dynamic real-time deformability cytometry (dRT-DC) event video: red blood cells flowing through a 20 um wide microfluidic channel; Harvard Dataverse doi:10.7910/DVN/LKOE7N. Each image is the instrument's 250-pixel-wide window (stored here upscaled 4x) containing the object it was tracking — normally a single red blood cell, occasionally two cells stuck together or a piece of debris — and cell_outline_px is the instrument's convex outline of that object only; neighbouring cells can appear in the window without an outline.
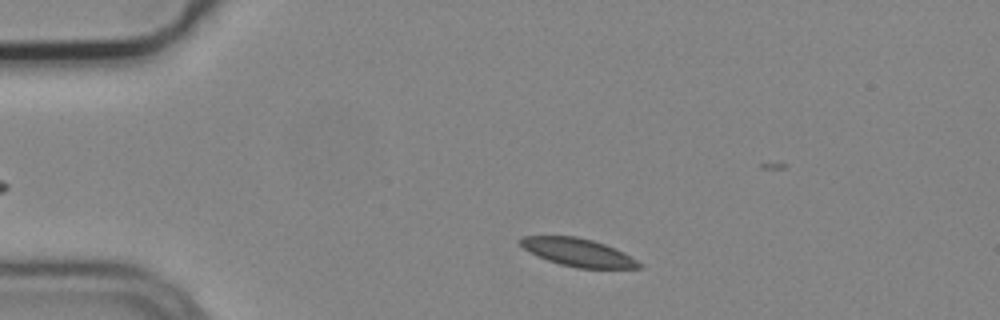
{"species": "common noctule bat (a hibernating species)", "species_latin": "Nyctalus noctula", "temperature_condition": "cold", "stored_images_in_passage": 2, "camera_frame_rate_fps": 3000, "um_per_image_px": 0.085, "animal": {"sex": "male", "body_mass_g": 19.2, "forearm_length_mm": 51.8}, "frame": {"image": 1, "passage_image": 1, "time_ms": 0.0, "image_size_px": [1000, 320], "cell_outline_px": [[644, 268], [576, 268], [560, 264], [548, 260], [524, 248], [520, 244], [520, 240], [524, 236], [576, 236], [592, 240], [616, 248], [624, 252], [636, 260]], "centroid_in_image_um": [49.17, 21.45], "position_along_channel_um": 35.8, "area_um2": 19.02}}